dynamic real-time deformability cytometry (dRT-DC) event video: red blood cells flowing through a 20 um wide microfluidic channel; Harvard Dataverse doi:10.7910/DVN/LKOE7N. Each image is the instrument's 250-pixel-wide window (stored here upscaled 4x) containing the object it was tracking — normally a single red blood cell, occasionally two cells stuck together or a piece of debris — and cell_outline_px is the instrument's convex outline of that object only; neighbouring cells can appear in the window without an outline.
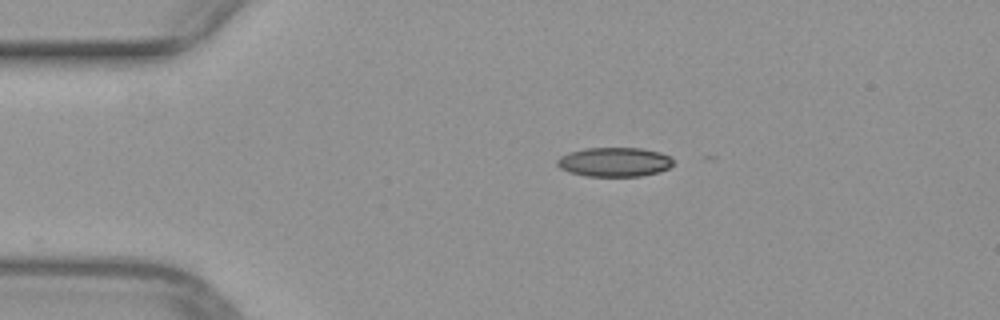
{"species": "common noctule bat (a hibernating species)", "species_latin": "Nyctalus noctula", "temperature_condition": "warm", "stored_images_in_passage": 13, "camera_frame_rate_fps": 3000, "um_per_image_px": 0.085, "animal": {"sex": "female", "body_mass_g": 29.2, "forearm_length_mm": 56.3}, "frame": {"image": 1, "passage_image": 7, "time_ms": 2.0, "image_size_px": [1000, 320], "cell_outline_px": [[672, 164], [668, 168], [660, 172], [640, 176], [584, 176], [568, 172], [560, 168], [556, 164], [556, 160], [560, 156], [568, 152], [584, 148], [640, 148], [660, 152], [672, 156]], "centroid_in_image_um": [52.2, 13.77], "position_along_channel_um": 32.8, "area_um2": 20.0}}